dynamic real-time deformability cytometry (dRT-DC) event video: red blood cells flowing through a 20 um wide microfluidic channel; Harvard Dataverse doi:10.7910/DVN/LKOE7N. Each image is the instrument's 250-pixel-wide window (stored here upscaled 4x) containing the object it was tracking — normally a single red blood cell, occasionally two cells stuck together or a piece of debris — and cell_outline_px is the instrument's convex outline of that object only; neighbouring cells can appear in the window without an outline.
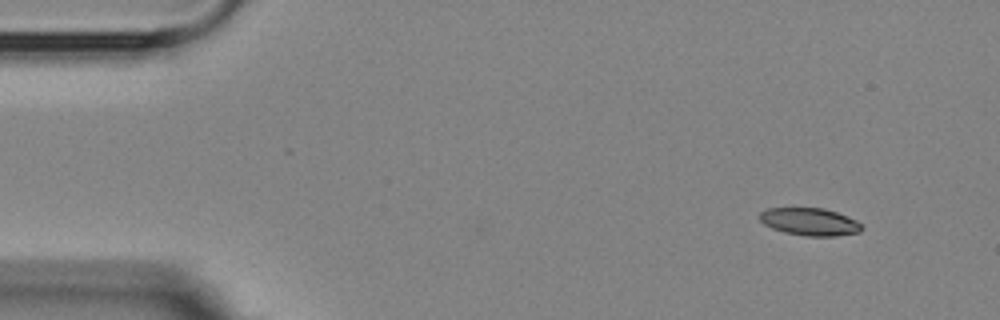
{"species": "Egyptian fruit bat (a non-hibernating species)", "species_latin": "Rousettus aegyptiacus", "temperature_condition": "room temperature", "stored_images_in_passage": 2, "camera_frame_rate_fps": 3000, "um_per_image_px": 0.085, "animal": {"sex": "female"}, "frame": {"image": 1, "passage_image": 2, "time_ms": 2.333, "image_size_px": [1000, 320], "cell_outline_px": [[864, 228], [860, 232], [836, 236], [804, 236], [784, 232], [772, 228], [764, 224], [760, 220], [760, 212], [768, 208], [824, 208], [836, 212], [856, 220]], "centroid_in_image_um": [68.83, 18.85], "position_along_channel_um": 16.2, "area_um2": 16.36}}